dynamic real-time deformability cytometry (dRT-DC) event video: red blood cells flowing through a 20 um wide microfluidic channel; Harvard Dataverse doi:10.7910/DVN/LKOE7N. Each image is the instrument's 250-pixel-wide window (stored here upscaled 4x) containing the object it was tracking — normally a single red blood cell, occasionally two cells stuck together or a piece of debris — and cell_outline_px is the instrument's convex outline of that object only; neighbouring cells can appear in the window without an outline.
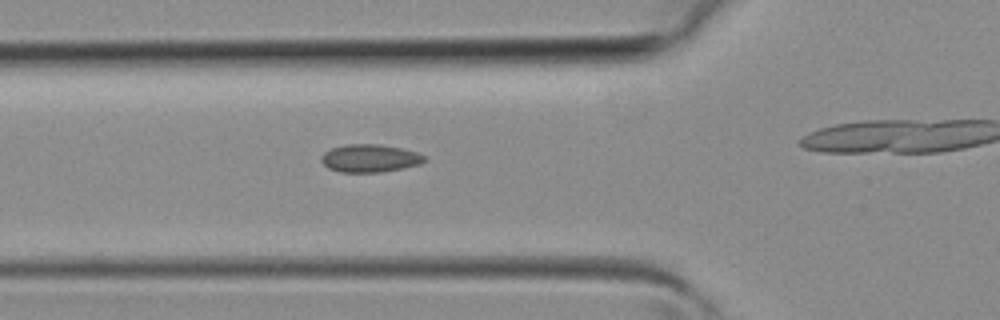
{"species": "common noctule bat (a hibernating species)", "species_latin": "Nyctalus noctula", "temperature_condition": "room temperature", "stored_images_in_passage": 8, "camera_frame_rate_fps": 3000, "um_per_image_px": 0.085, "animal": {"sex": "female", "body_mass_g": 19.3, "forearm_length_mm": 54.1}, "frame": {"image": 1, "passage_image": 2, "time_ms": 0.333, "image_size_px": [1000, 320], "cell_outline_px": [[428, 156], [420, 164], [404, 168], [380, 172], [340, 172], [328, 168], [320, 160], [320, 156], [324, 152], [332, 148], [348, 144], [376, 144], [400, 148], [416, 152]], "centroid_in_image_um": [31.43, 13.46], "position_along_channel_um": 94.4, "area_um2": 16.7}}
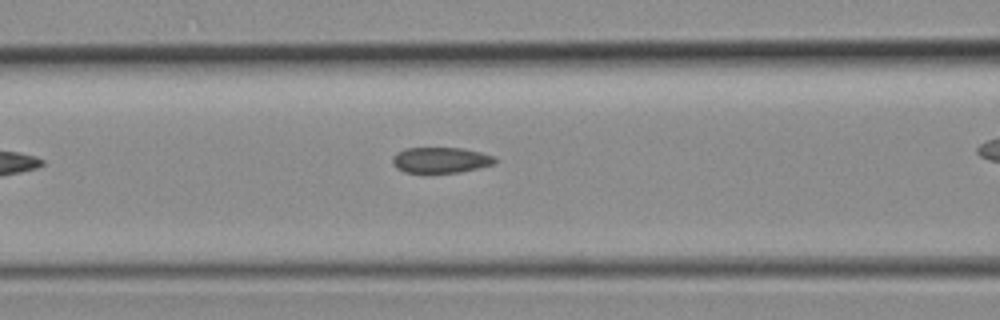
{"frame": {"image": 2, "passage_image": 4, "time_ms": 1.0, "image_size_px": [1000, 320], "cell_outline_px": [[496, 164], [460, 172], [404, 172], [396, 168], [392, 164], [392, 160], [396, 152], [408, 148], [460, 148], [480, 152], [496, 156]], "centroid_in_image_um": [37.47, 13.6], "position_along_channel_um": 129.1, "area_um2": 15.32}}